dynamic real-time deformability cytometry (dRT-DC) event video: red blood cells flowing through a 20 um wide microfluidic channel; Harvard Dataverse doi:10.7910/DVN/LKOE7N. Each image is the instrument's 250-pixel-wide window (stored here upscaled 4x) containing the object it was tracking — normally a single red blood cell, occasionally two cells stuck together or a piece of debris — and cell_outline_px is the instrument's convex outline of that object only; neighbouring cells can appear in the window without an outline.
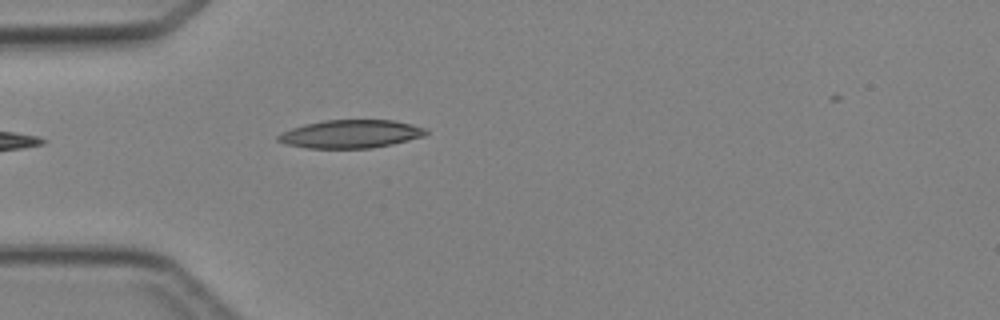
{"species": "Egyptian fruit bat (a non-hibernating species)", "species_latin": "Rousettus aegyptiacus", "temperature_condition": "cold", "stored_images_in_passage": 4, "camera_frame_rate_fps": 3000, "um_per_image_px": 0.085, "animal": {"sex": "female"}, "frame": {"image": 1, "passage_image": 4, "time_ms": 3.667, "image_size_px": [1000, 320], "cell_outline_px": [[428, 132], [424, 136], [392, 144], [372, 148], [308, 148], [288, 144], [276, 140], [276, 136], [292, 128], [304, 124], [324, 120], [396, 120], [428, 128]], "centroid_in_image_um": [29.85, 11.38], "position_along_channel_um": 55.1, "area_um2": 24.28}}